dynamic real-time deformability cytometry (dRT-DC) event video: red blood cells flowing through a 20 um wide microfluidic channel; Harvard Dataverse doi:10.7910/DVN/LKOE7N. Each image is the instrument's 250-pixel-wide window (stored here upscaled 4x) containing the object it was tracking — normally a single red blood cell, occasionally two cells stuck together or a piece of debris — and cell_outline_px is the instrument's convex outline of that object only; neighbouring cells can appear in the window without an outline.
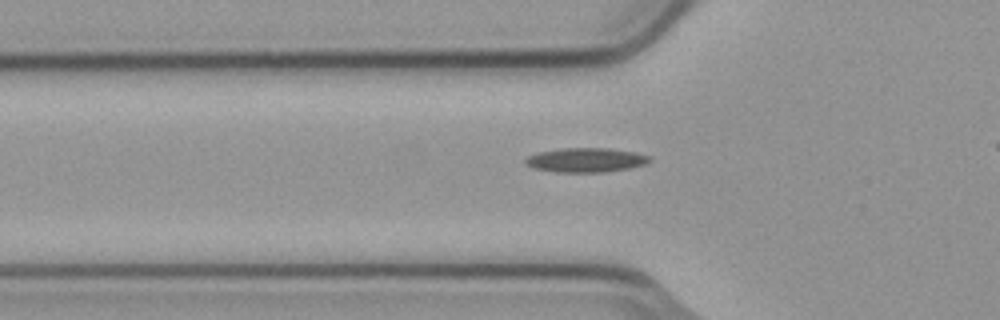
{"species": "common noctule bat (a hibernating species)", "species_latin": "Nyctalus noctula", "temperature_condition": "cold", "stored_images_in_passage": 2, "camera_frame_rate_fps": 3000, "um_per_image_px": 0.085, "animal": {"sex": "male", "body_mass_g": 23.1, "forearm_length_mm": 52.7}, "frame": {"image": 1, "passage_image": 2, "time_ms": 0.333, "image_size_px": [1000, 320], "cell_outline_px": [[652, 160], [644, 164], [628, 168], [604, 172], [556, 172], [532, 168], [524, 164], [524, 160], [528, 156], [536, 152], [560, 148], [608, 148], [636, 152], [652, 156]], "centroid_in_image_um": [49.77, 13.59], "position_along_channel_um": 76.0, "area_um2": 17.8}}